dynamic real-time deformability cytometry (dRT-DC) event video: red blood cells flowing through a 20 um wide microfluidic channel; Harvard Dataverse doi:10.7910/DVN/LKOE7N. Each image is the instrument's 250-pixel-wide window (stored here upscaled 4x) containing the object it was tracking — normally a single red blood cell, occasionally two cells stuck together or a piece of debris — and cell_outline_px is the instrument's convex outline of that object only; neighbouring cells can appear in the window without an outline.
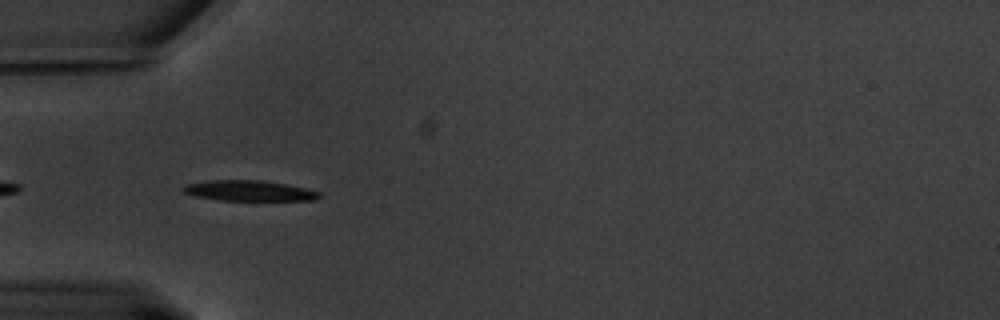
{"species": "common noctule bat (a hibernating species)", "species_latin": "Nyctalus noctula", "temperature_condition": "warm", "stored_images_in_passage": 45, "camera_frame_rate_fps": 3000, "um_per_image_px": 0.085, "animal": {"sex": "male", "body_mass_g": 20.1, "forearm_length_mm": 53.5}, "frame": {"image": 1, "passage_image": 3, "time_ms": 0.667, "image_size_px": [1000, 320], "cell_outline_px": [[320, 196], [316, 200], [220, 200], [192, 196], [184, 192], [180, 188], [188, 184], [208, 180], [264, 180], [304, 188], [320, 192]], "centroid_in_image_um": [21.13, 16.21], "position_along_channel_um": 63.9, "area_um2": 16.18}}
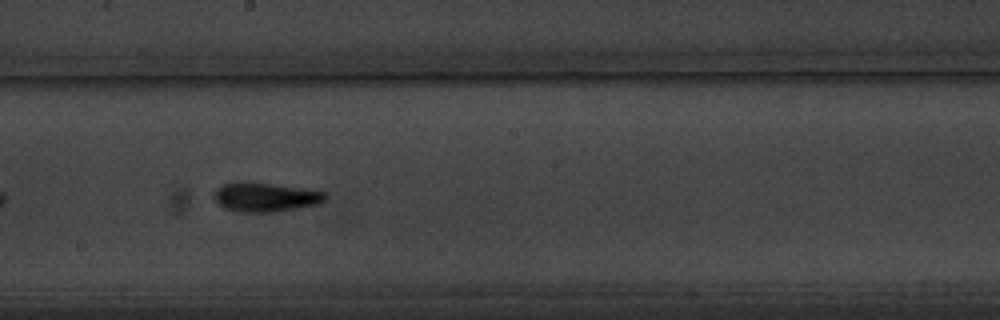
{"frame": {"image": 2, "passage_image": 18, "time_ms": 5.667, "image_size_px": [1000, 320], "cell_outline_px": [[328, 196], [320, 204], [300, 208], [276, 212], [240, 212], [224, 208], [212, 196], [212, 192], [216, 188], [224, 184], [236, 180], [248, 180], [304, 188], [324, 192]], "centroid_in_image_um": [22.53, 16.73], "position_along_channel_um": 225.7, "area_um2": 19.54}}
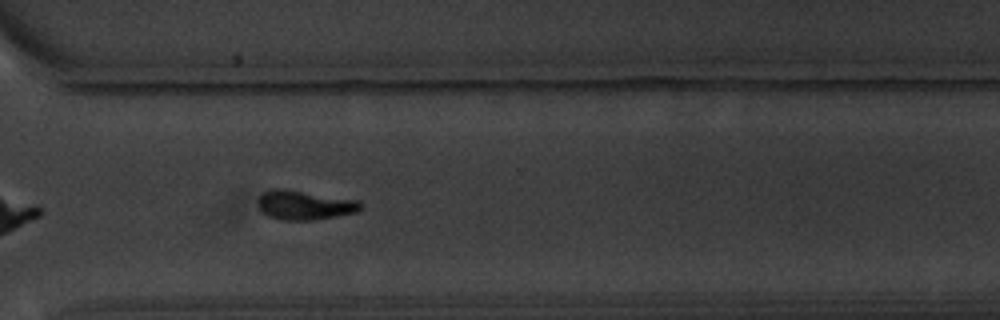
{"frame": {"image": 3, "passage_image": 29, "time_ms": 9.333, "image_size_px": [1000, 320], "cell_outline_px": [[364, 204], [356, 212], [316, 220], [280, 220], [268, 216], [260, 208], [256, 200], [264, 192], [272, 188], [284, 188], [360, 200]], "centroid_in_image_um": [25.9, 17.42], "position_along_channel_um": 344.7, "area_um2": 17.74}, "authors_computed_cell_mechanics": {"area_um2": 17.4556, "velocity_mm_per_s": 3.2592, "shape_relaxation_time_tau1_ms": 2.8119, "shape_relaxation_time_tau2_ms": 9.0971, "deformation_change_tau1": 0.1677, "deformation_change_tau2": 0.1311}}